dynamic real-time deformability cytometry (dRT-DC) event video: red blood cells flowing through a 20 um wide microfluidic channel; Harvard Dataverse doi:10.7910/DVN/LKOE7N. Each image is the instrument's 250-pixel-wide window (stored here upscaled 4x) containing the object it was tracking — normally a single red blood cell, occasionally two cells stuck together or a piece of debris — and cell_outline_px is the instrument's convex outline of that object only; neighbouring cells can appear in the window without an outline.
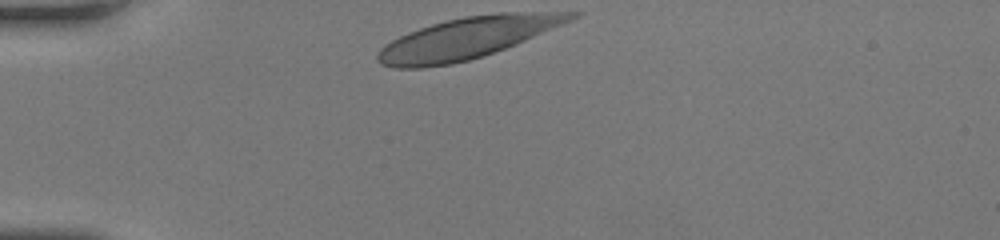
{"species": "human", "species_latin": "Homo sapiens", "temperature_condition": "room temperature", "stored_images_in_passage": 29, "camera_frame_rate_fps": 3000, "um_per_image_px": 0.085, "donor": {"sex": "female"}, "frame": {"image": 1, "passage_image": 1, "time_ms": 0.0, "image_size_px": [1000, 240], "cell_outline_px": [[584, 12], [580, 16], [516, 44], [468, 60], [452, 64], [420, 68], [396, 68], [380, 64], [376, 60], [376, 56], [380, 48], [384, 44], [408, 32], [432, 24], [464, 16], [500, 12]], "centroid_in_image_um": [39.68, 3.23], "position_along_channel_um": 45.3, "area_um2": 46.12}}
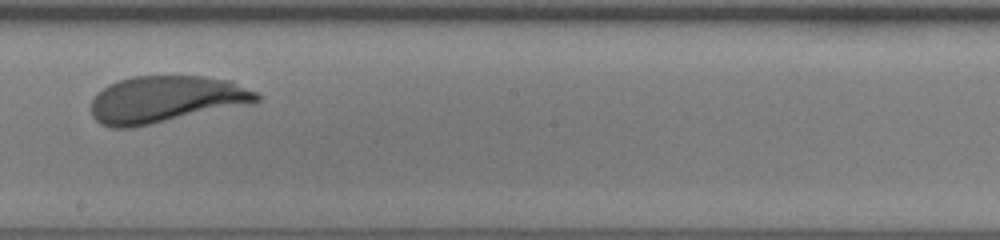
{"frame": {"image": 2, "passage_image": 17, "time_ms": 5.333, "image_size_px": [1000, 240], "cell_outline_px": [[260, 100], [248, 104], [132, 128], [112, 128], [100, 124], [92, 116], [92, 100], [96, 92], [108, 84], [132, 76], [204, 76], [232, 80], [256, 92], [260, 96]], "centroid_in_image_um": [14.06, 8.44], "position_along_channel_um": 234.1, "area_um2": 45.2}}
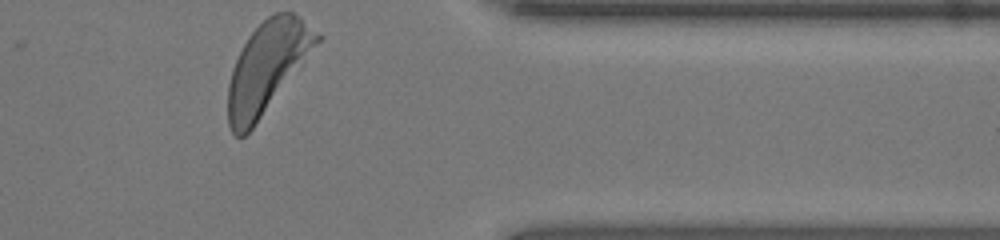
{"frame": {"image": 3, "passage_image": 29, "time_ms": 9.333, "image_size_px": [1000, 240], "cell_outline_px": [[324, 36], [252, 128], [244, 136], [236, 136], [232, 132], [228, 124], [228, 84], [232, 68], [248, 36], [268, 16], [276, 12], [292, 12], [300, 16]], "centroid_in_image_um": [22.72, 5.68], "position_along_channel_um": 388.7, "area_um2": 46.24}, "authors_computed_cell_mechanics": {"area_um2": 45.8354, "velocity_mm_per_s": 4.1751, "shape_relaxation_time_tau1_ms": 2.3588, "shape_relaxation_time_tau2_ms": null, "deformation_change_tau1": 0.1484, "deformation_change_tau2": null}}